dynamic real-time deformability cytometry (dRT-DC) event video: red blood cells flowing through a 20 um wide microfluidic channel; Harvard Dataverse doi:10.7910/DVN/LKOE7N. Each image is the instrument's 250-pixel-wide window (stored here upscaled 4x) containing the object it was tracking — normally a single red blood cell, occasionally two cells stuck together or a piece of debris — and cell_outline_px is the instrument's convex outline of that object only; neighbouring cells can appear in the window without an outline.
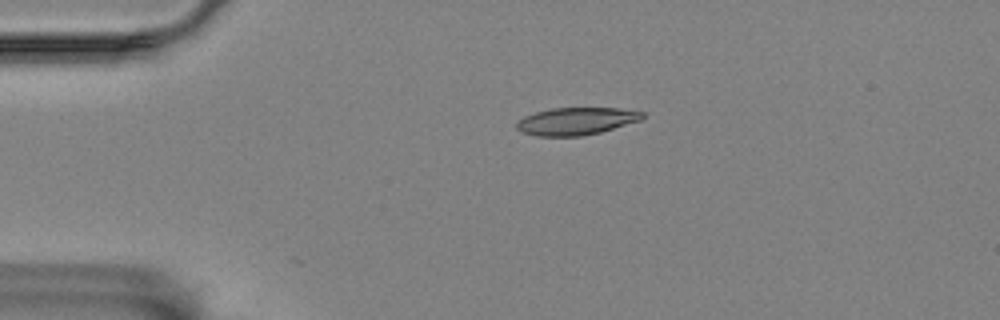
{"species": "Egyptian fruit bat (a non-hibernating species)", "species_latin": "Rousettus aegyptiacus", "temperature_condition": "room temperature", "stored_images_in_passage": 2, "camera_frame_rate_fps": 3000, "um_per_image_px": 0.085, "animal": {"sex": "female"}, "frame": {"image": 1, "passage_image": 2, "time_ms": 0.333, "image_size_px": [1000, 320], "cell_outline_px": [[644, 116], [640, 120], [600, 132], [580, 136], [536, 136], [520, 132], [516, 128], [516, 120], [524, 116], [536, 112], [552, 108], [616, 108], [644, 112]], "centroid_in_image_um": [48.91, 10.3], "position_along_channel_um": 36.1, "area_um2": 20.06}}